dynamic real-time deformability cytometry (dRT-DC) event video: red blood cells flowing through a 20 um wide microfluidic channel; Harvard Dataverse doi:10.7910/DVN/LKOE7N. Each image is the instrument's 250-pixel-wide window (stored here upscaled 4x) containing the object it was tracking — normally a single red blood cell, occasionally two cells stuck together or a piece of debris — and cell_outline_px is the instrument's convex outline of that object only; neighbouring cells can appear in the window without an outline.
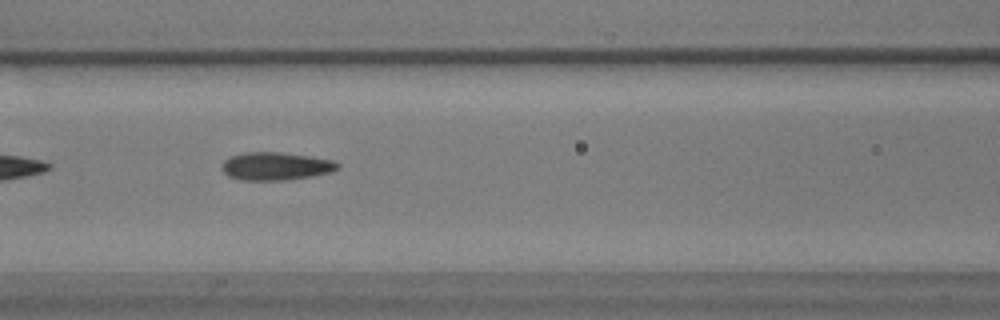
{"species": "common noctule bat (a hibernating species)", "species_latin": "Nyctalus noctula", "temperature_condition": "warm", "stored_images_in_passage": 10, "camera_frame_rate_fps": 3000, "um_per_image_px": 0.085, "animal": {"sex": "male", "body_mass_g": 17.9}, "frame": {"image": 1, "passage_image": 7, "time_ms": 2.0, "image_size_px": [1000, 320], "cell_outline_px": [[340, 168], [332, 172], [312, 176], [284, 180], [240, 180], [228, 176], [224, 172], [220, 164], [224, 160], [232, 156], [244, 152], [280, 152], [312, 156], [332, 160], [340, 164]], "centroid_in_image_um": [23.45, 14.12], "position_along_channel_um": 143.1, "area_um2": 19.02}}